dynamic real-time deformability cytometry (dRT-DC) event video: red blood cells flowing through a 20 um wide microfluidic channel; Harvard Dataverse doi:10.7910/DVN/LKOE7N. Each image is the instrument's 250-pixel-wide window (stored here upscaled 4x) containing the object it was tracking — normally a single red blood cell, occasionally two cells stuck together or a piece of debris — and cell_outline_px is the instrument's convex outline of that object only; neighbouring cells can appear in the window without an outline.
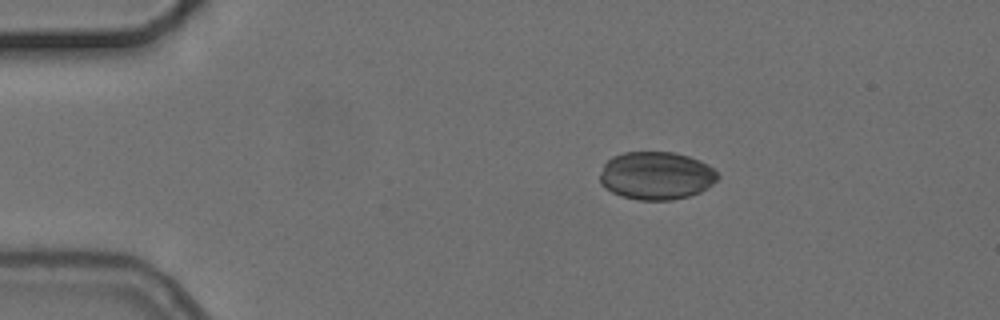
{"species": "common noctule bat (a hibernating species)", "species_latin": "Nyctalus noctula", "temperature_condition": "cold", "stored_images_in_passage": 9, "camera_frame_rate_fps": 3000, "um_per_image_px": 0.085, "animal": {"sex": "female", "body_mass_g": 24.6, "forearm_length_mm": 56.2}, "frame": {"image": 1, "passage_image": 1, "time_ms": 0.0, "image_size_px": [1000, 320], "cell_outline_px": [[720, 176], [708, 188], [700, 192], [688, 196], [672, 200], [636, 200], [620, 196], [604, 188], [600, 184], [600, 172], [604, 164], [612, 156], [624, 152], [676, 152], [700, 160], [708, 164]], "centroid_in_image_um": [55.76, 14.93], "position_along_channel_um": 29.2, "area_um2": 33.23}}
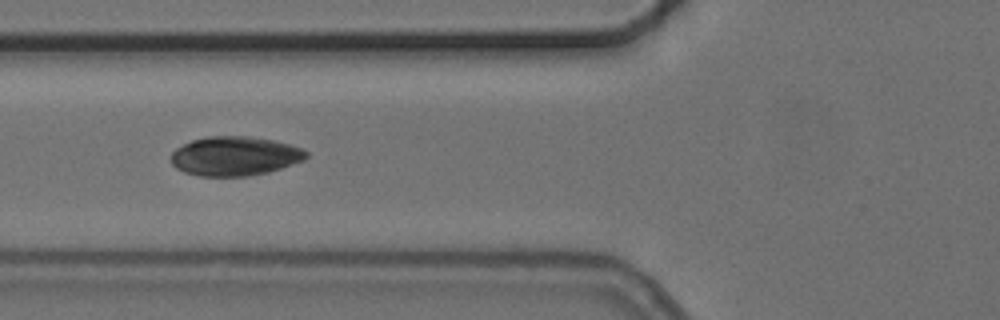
{"frame": {"image": 2, "passage_image": 4, "time_ms": 3.667, "image_size_px": [1000, 320], "cell_outline_px": [[308, 156], [304, 160], [268, 172], [248, 176], [200, 176], [184, 172], [176, 168], [172, 164], [172, 152], [176, 148], [192, 140], [208, 136], [252, 136], [272, 140], [288, 144], [300, 148], [308, 152]], "centroid_in_image_um": [19.95, 13.26], "position_along_channel_um": 105.8, "area_um2": 30.81}}
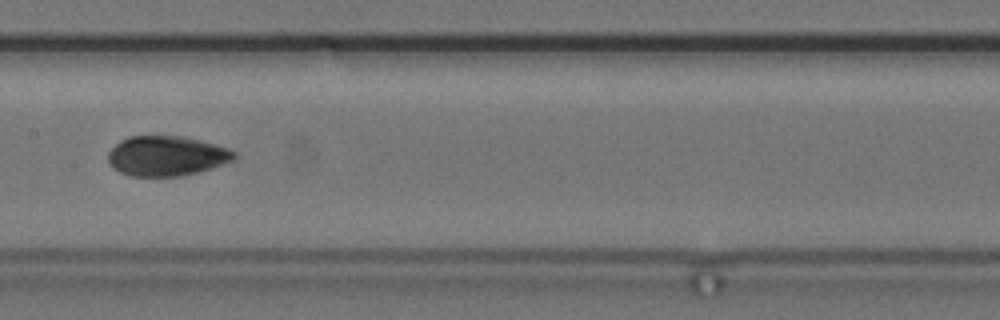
{"frame": {"image": 3, "passage_image": 6, "time_ms": 6.0, "image_size_px": [1000, 320], "cell_outline_px": [[236, 160], [212, 168], [180, 176], [132, 176], [120, 172], [112, 168], [108, 164], [108, 152], [120, 140], [132, 136], [180, 136], [200, 140], [228, 148], [236, 152]], "centroid_in_image_um": [14.16, 13.26], "position_along_channel_um": 193.2, "area_um2": 29.42}}